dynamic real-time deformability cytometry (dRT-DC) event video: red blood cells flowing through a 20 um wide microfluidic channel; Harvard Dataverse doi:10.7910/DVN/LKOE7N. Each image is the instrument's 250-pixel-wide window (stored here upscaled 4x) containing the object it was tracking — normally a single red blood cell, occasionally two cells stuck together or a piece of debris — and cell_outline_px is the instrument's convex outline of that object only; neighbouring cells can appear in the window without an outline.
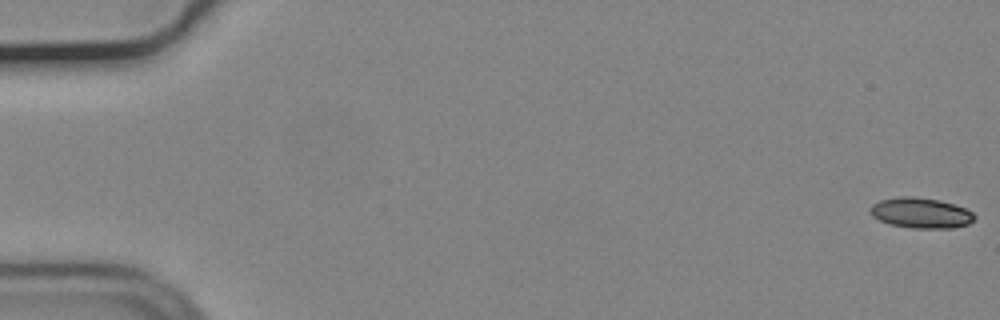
{"species": "common noctule bat (a hibernating species)", "species_latin": "Nyctalus noctula", "temperature_condition": "cold", "stored_images_in_passage": 57, "camera_frame_rate_fps": 3000, "um_per_image_px": 0.085, "animal": {"sex": "male", "body_mass_g": 19.2, "forearm_length_mm": 51.8}, "frame": {"image": 1, "passage_image": 1, "time_ms": 0.0, "image_size_px": [1000, 320], "cell_outline_px": [[976, 216], [968, 224], [952, 228], [912, 228], [888, 224], [872, 216], [868, 212], [868, 208], [872, 204], [880, 200], [896, 196], [916, 196], [940, 200], [964, 208], [972, 212]], "centroid_in_image_um": [78.21, 18.09], "position_along_channel_um": 6.8, "area_um2": 18.67}}
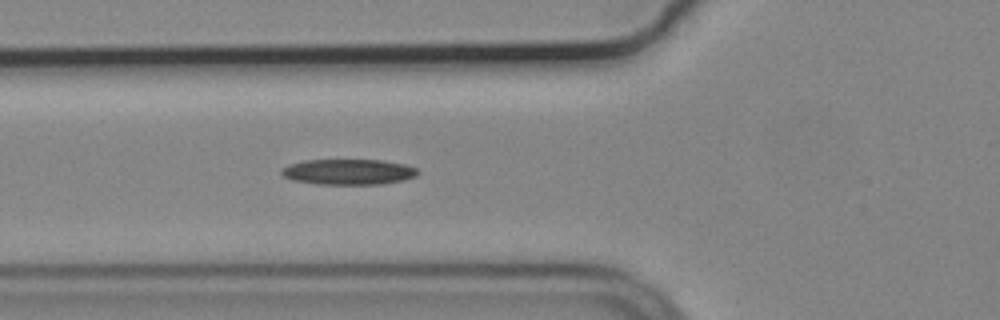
{"frame": {"image": 2, "passage_image": 21, "time_ms": 6.667, "image_size_px": [1000, 320], "cell_outline_px": [[420, 172], [416, 176], [404, 180], [380, 184], [316, 184], [292, 180], [284, 176], [280, 172], [280, 168], [288, 164], [304, 160], [384, 160], [404, 164], [416, 168]], "centroid_in_image_um": [29.6, 14.6], "position_along_channel_um": 96.2, "area_um2": 20.46}}
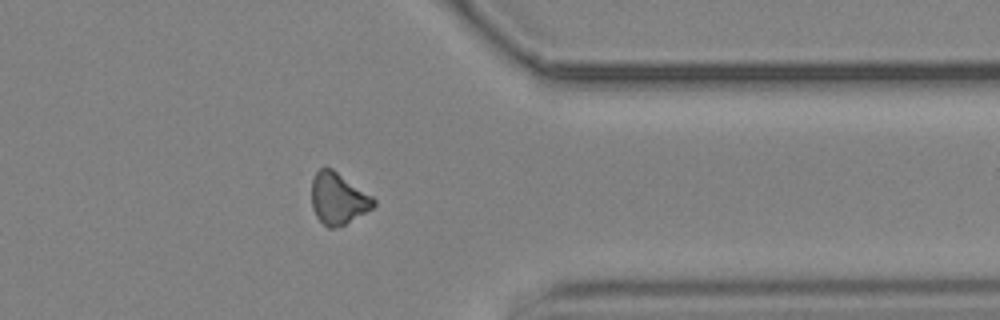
{"frame": {"image": 3, "passage_image": 45, "time_ms": 14.667, "image_size_px": [1000, 320], "cell_outline_px": [[376, 204], [372, 208], [344, 224], [332, 228], [328, 228], [316, 216], [312, 208], [312, 180], [316, 172], [324, 164], [332, 168], [372, 196], [376, 200]], "centroid_in_image_um": [28.72, 16.84], "position_along_channel_um": 382.7, "area_um2": 18.5}}